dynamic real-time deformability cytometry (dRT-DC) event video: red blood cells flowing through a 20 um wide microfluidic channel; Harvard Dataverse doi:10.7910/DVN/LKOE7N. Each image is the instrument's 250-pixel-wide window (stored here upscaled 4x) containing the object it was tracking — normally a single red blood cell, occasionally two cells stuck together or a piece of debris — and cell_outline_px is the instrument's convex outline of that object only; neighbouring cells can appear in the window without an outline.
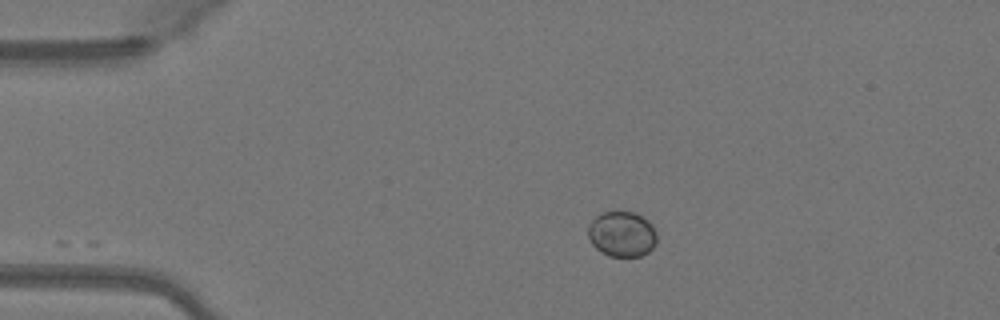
{"species": "Egyptian fruit bat (a non-hibernating species)", "species_latin": "Rousettus aegyptiacus", "temperature_condition": "warm", "stored_images_in_passage": 18, "camera_frame_rate_fps": 3000, "um_per_image_px": 0.085, "animal": {"sex": "female"}, "frame": {"image": 1, "passage_image": 1, "time_ms": 0.0, "image_size_px": [1000, 320], "cell_outline_px": [[656, 240], [652, 248], [648, 252], [640, 256], [608, 256], [600, 252], [592, 244], [588, 236], [588, 224], [600, 212], [636, 212], [648, 220], [652, 224], [656, 232]], "centroid_in_image_um": [52.85, 19.89], "position_along_channel_um": 32.2, "area_um2": 18.32}}
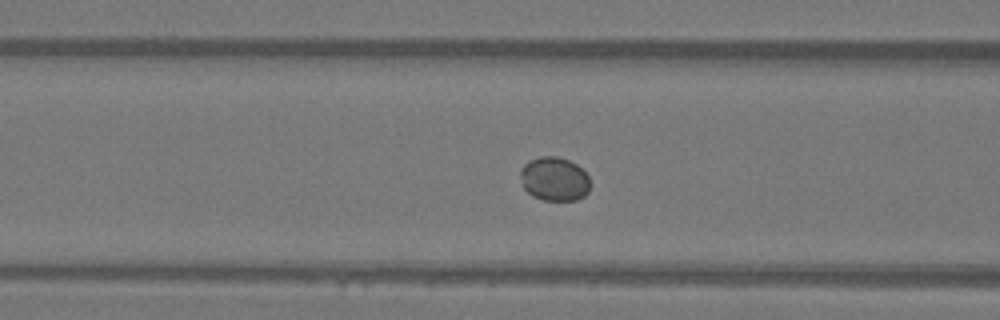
{"frame": {"image": 2, "passage_image": 11, "time_ms": 3.333, "image_size_px": [1000, 320], "cell_outline_px": [[588, 192], [584, 196], [576, 200], [544, 200], [532, 196], [524, 188], [520, 176], [520, 168], [528, 160], [540, 156], [556, 156], [568, 160], [576, 164], [588, 176]], "centroid_in_image_um": [47.08, 15.2], "position_along_channel_um": 119.5, "area_um2": 17.8}}
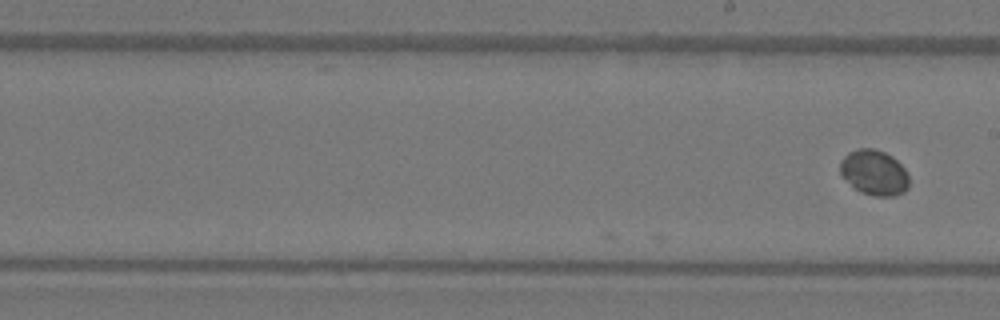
{"frame": {"image": 3, "passage_image": 18, "time_ms": 5.667, "image_size_px": [1000, 320], "cell_outline_px": [[908, 188], [904, 192], [896, 196], [872, 196], [860, 192], [840, 176], [840, 160], [848, 152], [860, 148], [876, 148], [892, 156], [904, 168], [908, 176]], "centroid_in_image_um": [74.28, 14.67], "position_along_channel_um": 214.7, "area_um2": 18.38}}